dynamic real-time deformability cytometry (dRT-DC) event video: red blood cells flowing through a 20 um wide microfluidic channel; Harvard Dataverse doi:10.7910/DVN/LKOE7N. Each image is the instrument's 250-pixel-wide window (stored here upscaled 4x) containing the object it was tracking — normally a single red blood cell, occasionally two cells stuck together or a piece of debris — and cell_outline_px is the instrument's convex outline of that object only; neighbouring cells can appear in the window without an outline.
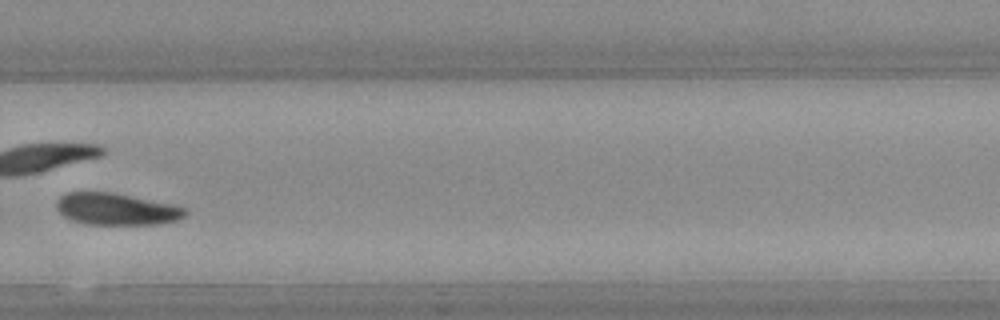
{"species": "Egyptian fruit bat (a non-hibernating species)", "species_latin": "Rousettus aegyptiacus", "temperature_condition": "warm", "stored_images_in_passage": 28, "camera_frame_rate_fps": 3000, "um_per_image_px": 0.085, "animal": {"sex": "female"}, "frame": {"image": 1, "passage_image": 20, "time_ms": 6.333, "image_size_px": [1000, 320], "cell_outline_px": [[188, 212], [180, 220], [160, 224], [84, 224], [72, 220], [64, 216], [60, 212], [56, 204], [56, 200], [60, 196], [68, 192], [112, 192], [176, 204], [188, 208]], "centroid_in_image_um": [9.96, 17.77], "position_along_channel_um": 319.8, "area_um2": 24.22}}